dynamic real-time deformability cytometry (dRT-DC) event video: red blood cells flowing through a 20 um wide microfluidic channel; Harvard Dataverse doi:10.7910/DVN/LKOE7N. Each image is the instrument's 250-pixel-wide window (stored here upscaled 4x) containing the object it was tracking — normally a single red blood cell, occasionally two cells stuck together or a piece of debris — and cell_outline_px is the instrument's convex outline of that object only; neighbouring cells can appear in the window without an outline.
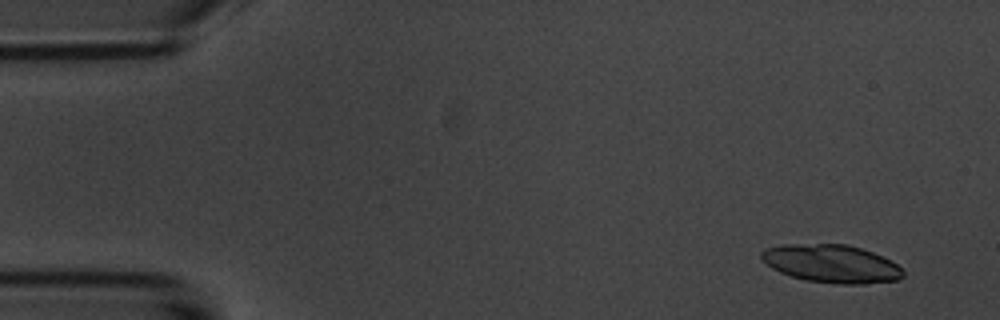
{"species": "common noctule bat (a hibernating species)", "species_latin": "Nyctalus noctula", "temperature_condition": "room temperature", "stored_images_in_passage": 4, "camera_frame_rate_fps": 3000, "um_per_image_px": 0.085, "animal": {"sex": "male", "body_mass_g": 20.1, "forearm_length_mm": 53.5}, "frame": {"image": 1, "passage_image": 1, "time_ms": 0.0, "image_size_px": [1000, 320], "cell_outline_px": [[904, 276], [900, 280], [864, 284], [840, 284], [808, 280], [792, 276], [780, 272], [772, 268], [760, 256], [760, 252], [764, 248], [780, 244], [848, 244], [872, 252], [896, 264], [904, 272]], "centroid_in_image_um": [70.66, 22.41], "position_along_channel_um": 14.3, "area_um2": 31.27}}